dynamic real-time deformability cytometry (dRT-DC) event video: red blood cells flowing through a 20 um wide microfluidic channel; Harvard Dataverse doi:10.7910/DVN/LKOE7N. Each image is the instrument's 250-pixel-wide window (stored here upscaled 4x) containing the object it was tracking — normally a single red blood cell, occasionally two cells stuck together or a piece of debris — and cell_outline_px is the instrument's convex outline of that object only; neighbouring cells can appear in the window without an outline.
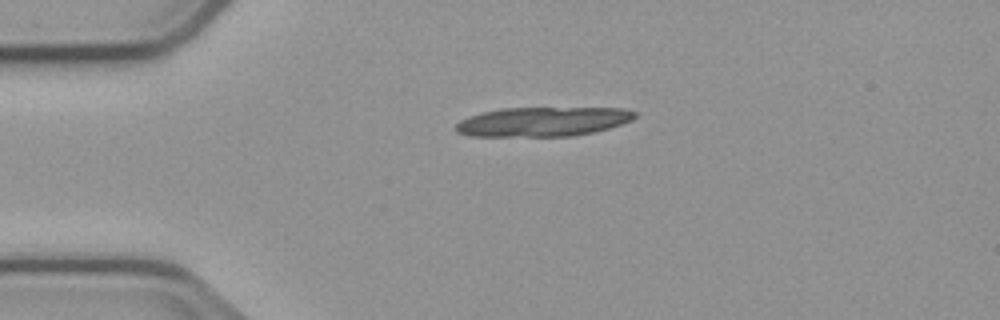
{"species": "common noctule bat (a hibernating species)", "species_latin": "Nyctalus noctula", "temperature_condition": "cold", "stored_images_in_passage": 2, "camera_frame_rate_fps": 3000, "um_per_image_px": 0.085, "animal": {"sex": "male", "body_mass_g": 23.1, "forearm_length_mm": 52.7}, "frame": {"image": 1, "passage_image": 1, "time_ms": 0.0, "image_size_px": [1000, 320], "cell_outline_px": [[636, 116], [632, 120], [608, 128], [592, 132], [572, 136], [472, 136], [456, 132], [456, 124], [460, 120], [468, 116], [500, 108], [624, 108], [636, 112]], "centroid_in_image_um": [46.13, 10.34], "position_along_channel_um": 38.9, "area_um2": 30.52}}